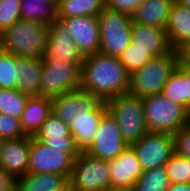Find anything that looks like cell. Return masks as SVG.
Here are the masks:
<instances>
[{"instance_id":"cell-19","label":"cell","mask_w":190,"mask_h":191,"mask_svg":"<svg viewBox=\"0 0 190 191\" xmlns=\"http://www.w3.org/2000/svg\"><path fill=\"white\" fill-rule=\"evenodd\" d=\"M106 111V103L102 101L92 112L72 119L69 129L80 152H85L93 143L101 117Z\"/></svg>"},{"instance_id":"cell-4","label":"cell","mask_w":190,"mask_h":191,"mask_svg":"<svg viewBox=\"0 0 190 191\" xmlns=\"http://www.w3.org/2000/svg\"><path fill=\"white\" fill-rule=\"evenodd\" d=\"M145 122L149 132L174 135L190 123V110L161 93L143 99Z\"/></svg>"},{"instance_id":"cell-29","label":"cell","mask_w":190,"mask_h":191,"mask_svg":"<svg viewBox=\"0 0 190 191\" xmlns=\"http://www.w3.org/2000/svg\"><path fill=\"white\" fill-rule=\"evenodd\" d=\"M29 97L18 89H0V113L21 118Z\"/></svg>"},{"instance_id":"cell-17","label":"cell","mask_w":190,"mask_h":191,"mask_svg":"<svg viewBox=\"0 0 190 191\" xmlns=\"http://www.w3.org/2000/svg\"><path fill=\"white\" fill-rule=\"evenodd\" d=\"M30 136L3 140L0 151V168L16 178L24 176L29 170Z\"/></svg>"},{"instance_id":"cell-14","label":"cell","mask_w":190,"mask_h":191,"mask_svg":"<svg viewBox=\"0 0 190 191\" xmlns=\"http://www.w3.org/2000/svg\"><path fill=\"white\" fill-rule=\"evenodd\" d=\"M52 100V112L65 124L78 115L92 112L102 101L81 88L61 94Z\"/></svg>"},{"instance_id":"cell-39","label":"cell","mask_w":190,"mask_h":191,"mask_svg":"<svg viewBox=\"0 0 190 191\" xmlns=\"http://www.w3.org/2000/svg\"><path fill=\"white\" fill-rule=\"evenodd\" d=\"M167 191H190V183L187 184H170Z\"/></svg>"},{"instance_id":"cell-1","label":"cell","mask_w":190,"mask_h":191,"mask_svg":"<svg viewBox=\"0 0 190 191\" xmlns=\"http://www.w3.org/2000/svg\"><path fill=\"white\" fill-rule=\"evenodd\" d=\"M80 88L107 102L129 92L130 74L119 58L98 52L84 58Z\"/></svg>"},{"instance_id":"cell-27","label":"cell","mask_w":190,"mask_h":191,"mask_svg":"<svg viewBox=\"0 0 190 191\" xmlns=\"http://www.w3.org/2000/svg\"><path fill=\"white\" fill-rule=\"evenodd\" d=\"M57 7V19L98 16L105 7V0H60Z\"/></svg>"},{"instance_id":"cell-42","label":"cell","mask_w":190,"mask_h":191,"mask_svg":"<svg viewBox=\"0 0 190 191\" xmlns=\"http://www.w3.org/2000/svg\"><path fill=\"white\" fill-rule=\"evenodd\" d=\"M179 66L190 76V64H179Z\"/></svg>"},{"instance_id":"cell-12","label":"cell","mask_w":190,"mask_h":191,"mask_svg":"<svg viewBox=\"0 0 190 191\" xmlns=\"http://www.w3.org/2000/svg\"><path fill=\"white\" fill-rule=\"evenodd\" d=\"M108 168L111 191H132L143 173L136 152L129 145L115 159L108 161Z\"/></svg>"},{"instance_id":"cell-34","label":"cell","mask_w":190,"mask_h":191,"mask_svg":"<svg viewBox=\"0 0 190 191\" xmlns=\"http://www.w3.org/2000/svg\"><path fill=\"white\" fill-rule=\"evenodd\" d=\"M26 136L21 127L20 118L0 113V138L2 140L19 139Z\"/></svg>"},{"instance_id":"cell-18","label":"cell","mask_w":190,"mask_h":191,"mask_svg":"<svg viewBox=\"0 0 190 191\" xmlns=\"http://www.w3.org/2000/svg\"><path fill=\"white\" fill-rule=\"evenodd\" d=\"M131 41L136 43V46L148 50L153 58L167 55L173 51L166 29L157 26H148L132 21Z\"/></svg>"},{"instance_id":"cell-10","label":"cell","mask_w":190,"mask_h":191,"mask_svg":"<svg viewBox=\"0 0 190 191\" xmlns=\"http://www.w3.org/2000/svg\"><path fill=\"white\" fill-rule=\"evenodd\" d=\"M131 146L143 171L164 166L175 153L174 136L169 133L148 132Z\"/></svg>"},{"instance_id":"cell-31","label":"cell","mask_w":190,"mask_h":191,"mask_svg":"<svg viewBox=\"0 0 190 191\" xmlns=\"http://www.w3.org/2000/svg\"><path fill=\"white\" fill-rule=\"evenodd\" d=\"M17 57L9 52L0 54V89H17Z\"/></svg>"},{"instance_id":"cell-21","label":"cell","mask_w":190,"mask_h":191,"mask_svg":"<svg viewBox=\"0 0 190 191\" xmlns=\"http://www.w3.org/2000/svg\"><path fill=\"white\" fill-rule=\"evenodd\" d=\"M51 113L52 100L50 98L30 96L20 118L24 134L34 137Z\"/></svg>"},{"instance_id":"cell-43","label":"cell","mask_w":190,"mask_h":191,"mask_svg":"<svg viewBox=\"0 0 190 191\" xmlns=\"http://www.w3.org/2000/svg\"><path fill=\"white\" fill-rule=\"evenodd\" d=\"M3 51V46H2V40H1V37H0V54L2 53Z\"/></svg>"},{"instance_id":"cell-2","label":"cell","mask_w":190,"mask_h":191,"mask_svg":"<svg viewBox=\"0 0 190 191\" xmlns=\"http://www.w3.org/2000/svg\"><path fill=\"white\" fill-rule=\"evenodd\" d=\"M3 50L18 58H40L45 54L48 26L20 19L0 34Z\"/></svg>"},{"instance_id":"cell-6","label":"cell","mask_w":190,"mask_h":191,"mask_svg":"<svg viewBox=\"0 0 190 191\" xmlns=\"http://www.w3.org/2000/svg\"><path fill=\"white\" fill-rule=\"evenodd\" d=\"M41 97L56 98L81 86L83 61L42 58Z\"/></svg>"},{"instance_id":"cell-11","label":"cell","mask_w":190,"mask_h":191,"mask_svg":"<svg viewBox=\"0 0 190 191\" xmlns=\"http://www.w3.org/2000/svg\"><path fill=\"white\" fill-rule=\"evenodd\" d=\"M126 147L117 121L107 110L101 117L93 143L85 152L94 158L109 161Z\"/></svg>"},{"instance_id":"cell-9","label":"cell","mask_w":190,"mask_h":191,"mask_svg":"<svg viewBox=\"0 0 190 191\" xmlns=\"http://www.w3.org/2000/svg\"><path fill=\"white\" fill-rule=\"evenodd\" d=\"M74 159L67 153L46 146L31 137L29 150V173H55L70 180Z\"/></svg>"},{"instance_id":"cell-20","label":"cell","mask_w":190,"mask_h":191,"mask_svg":"<svg viewBox=\"0 0 190 191\" xmlns=\"http://www.w3.org/2000/svg\"><path fill=\"white\" fill-rule=\"evenodd\" d=\"M166 32L173 50L179 51L190 42V10L173 1Z\"/></svg>"},{"instance_id":"cell-37","label":"cell","mask_w":190,"mask_h":191,"mask_svg":"<svg viewBox=\"0 0 190 191\" xmlns=\"http://www.w3.org/2000/svg\"><path fill=\"white\" fill-rule=\"evenodd\" d=\"M17 178L0 168V191H16Z\"/></svg>"},{"instance_id":"cell-22","label":"cell","mask_w":190,"mask_h":191,"mask_svg":"<svg viewBox=\"0 0 190 191\" xmlns=\"http://www.w3.org/2000/svg\"><path fill=\"white\" fill-rule=\"evenodd\" d=\"M17 67V89L29 96H40L42 59L17 57Z\"/></svg>"},{"instance_id":"cell-3","label":"cell","mask_w":190,"mask_h":191,"mask_svg":"<svg viewBox=\"0 0 190 191\" xmlns=\"http://www.w3.org/2000/svg\"><path fill=\"white\" fill-rule=\"evenodd\" d=\"M106 103L107 110L117 121L123 141L131 146L149 131L145 122L143 99L130 92L117 95Z\"/></svg>"},{"instance_id":"cell-26","label":"cell","mask_w":190,"mask_h":191,"mask_svg":"<svg viewBox=\"0 0 190 191\" xmlns=\"http://www.w3.org/2000/svg\"><path fill=\"white\" fill-rule=\"evenodd\" d=\"M161 94L190 110V76L178 66L168 78Z\"/></svg>"},{"instance_id":"cell-13","label":"cell","mask_w":190,"mask_h":191,"mask_svg":"<svg viewBox=\"0 0 190 191\" xmlns=\"http://www.w3.org/2000/svg\"><path fill=\"white\" fill-rule=\"evenodd\" d=\"M68 28L78 50L86 57L96 54L100 49V28L98 16H77L57 19Z\"/></svg>"},{"instance_id":"cell-7","label":"cell","mask_w":190,"mask_h":191,"mask_svg":"<svg viewBox=\"0 0 190 191\" xmlns=\"http://www.w3.org/2000/svg\"><path fill=\"white\" fill-rule=\"evenodd\" d=\"M98 18L99 52L119 58L131 42V16L105 6Z\"/></svg>"},{"instance_id":"cell-5","label":"cell","mask_w":190,"mask_h":191,"mask_svg":"<svg viewBox=\"0 0 190 191\" xmlns=\"http://www.w3.org/2000/svg\"><path fill=\"white\" fill-rule=\"evenodd\" d=\"M179 66V52L152 58L130 75L129 92L144 99L162 93L168 78Z\"/></svg>"},{"instance_id":"cell-38","label":"cell","mask_w":190,"mask_h":191,"mask_svg":"<svg viewBox=\"0 0 190 191\" xmlns=\"http://www.w3.org/2000/svg\"><path fill=\"white\" fill-rule=\"evenodd\" d=\"M179 64H190V42L179 51Z\"/></svg>"},{"instance_id":"cell-8","label":"cell","mask_w":190,"mask_h":191,"mask_svg":"<svg viewBox=\"0 0 190 191\" xmlns=\"http://www.w3.org/2000/svg\"><path fill=\"white\" fill-rule=\"evenodd\" d=\"M69 181L75 191H111L108 161L80 152Z\"/></svg>"},{"instance_id":"cell-30","label":"cell","mask_w":190,"mask_h":191,"mask_svg":"<svg viewBox=\"0 0 190 191\" xmlns=\"http://www.w3.org/2000/svg\"><path fill=\"white\" fill-rule=\"evenodd\" d=\"M152 58L148 50L136 46V43L132 41L119 57L120 62L130 75L144 67Z\"/></svg>"},{"instance_id":"cell-41","label":"cell","mask_w":190,"mask_h":191,"mask_svg":"<svg viewBox=\"0 0 190 191\" xmlns=\"http://www.w3.org/2000/svg\"><path fill=\"white\" fill-rule=\"evenodd\" d=\"M174 1L190 10V0H174Z\"/></svg>"},{"instance_id":"cell-33","label":"cell","mask_w":190,"mask_h":191,"mask_svg":"<svg viewBox=\"0 0 190 191\" xmlns=\"http://www.w3.org/2000/svg\"><path fill=\"white\" fill-rule=\"evenodd\" d=\"M21 0H0V34L21 19Z\"/></svg>"},{"instance_id":"cell-40","label":"cell","mask_w":190,"mask_h":191,"mask_svg":"<svg viewBox=\"0 0 190 191\" xmlns=\"http://www.w3.org/2000/svg\"><path fill=\"white\" fill-rule=\"evenodd\" d=\"M56 191H75L71 182L68 181L62 188H60L59 190Z\"/></svg>"},{"instance_id":"cell-44","label":"cell","mask_w":190,"mask_h":191,"mask_svg":"<svg viewBox=\"0 0 190 191\" xmlns=\"http://www.w3.org/2000/svg\"><path fill=\"white\" fill-rule=\"evenodd\" d=\"M3 143V140L0 138V151H1V145Z\"/></svg>"},{"instance_id":"cell-28","label":"cell","mask_w":190,"mask_h":191,"mask_svg":"<svg viewBox=\"0 0 190 191\" xmlns=\"http://www.w3.org/2000/svg\"><path fill=\"white\" fill-rule=\"evenodd\" d=\"M170 180L164 166L143 171L132 191H167Z\"/></svg>"},{"instance_id":"cell-23","label":"cell","mask_w":190,"mask_h":191,"mask_svg":"<svg viewBox=\"0 0 190 191\" xmlns=\"http://www.w3.org/2000/svg\"><path fill=\"white\" fill-rule=\"evenodd\" d=\"M174 0H143L131 18L138 24L165 28L168 23L170 7Z\"/></svg>"},{"instance_id":"cell-45","label":"cell","mask_w":190,"mask_h":191,"mask_svg":"<svg viewBox=\"0 0 190 191\" xmlns=\"http://www.w3.org/2000/svg\"><path fill=\"white\" fill-rule=\"evenodd\" d=\"M51 1H54V2H56V3L58 4V2H59L60 0H51Z\"/></svg>"},{"instance_id":"cell-36","label":"cell","mask_w":190,"mask_h":191,"mask_svg":"<svg viewBox=\"0 0 190 191\" xmlns=\"http://www.w3.org/2000/svg\"><path fill=\"white\" fill-rule=\"evenodd\" d=\"M143 0H105V6L132 16Z\"/></svg>"},{"instance_id":"cell-25","label":"cell","mask_w":190,"mask_h":191,"mask_svg":"<svg viewBox=\"0 0 190 191\" xmlns=\"http://www.w3.org/2000/svg\"><path fill=\"white\" fill-rule=\"evenodd\" d=\"M69 180L55 173H27L17 178L16 191H56Z\"/></svg>"},{"instance_id":"cell-35","label":"cell","mask_w":190,"mask_h":191,"mask_svg":"<svg viewBox=\"0 0 190 191\" xmlns=\"http://www.w3.org/2000/svg\"><path fill=\"white\" fill-rule=\"evenodd\" d=\"M173 136L175 153L190 159V123L178 130Z\"/></svg>"},{"instance_id":"cell-15","label":"cell","mask_w":190,"mask_h":191,"mask_svg":"<svg viewBox=\"0 0 190 191\" xmlns=\"http://www.w3.org/2000/svg\"><path fill=\"white\" fill-rule=\"evenodd\" d=\"M46 146L69 154L74 160L79 156L80 151L75 145L69 125L65 124L53 112L41 125L40 130L34 136Z\"/></svg>"},{"instance_id":"cell-24","label":"cell","mask_w":190,"mask_h":191,"mask_svg":"<svg viewBox=\"0 0 190 191\" xmlns=\"http://www.w3.org/2000/svg\"><path fill=\"white\" fill-rule=\"evenodd\" d=\"M57 9L51 0H21V19L49 26L57 20Z\"/></svg>"},{"instance_id":"cell-32","label":"cell","mask_w":190,"mask_h":191,"mask_svg":"<svg viewBox=\"0 0 190 191\" xmlns=\"http://www.w3.org/2000/svg\"><path fill=\"white\" fill-rule=\"evenodd\" d=\"M164 167L171 184L190 183V159L174 153Z\"/></svg>"},{"instance_id":"cell-16","label":"cell","mask_w":190,"mask_h":191,"mask_svg":"<svg viewBox=\"0 0 190 191\" xmlns=\"http://www.w3.org/2000/svg\"><path fill=\"white\" fill-rule=\"evenodd\" d=\"M43 58L84 61L85 57L78 50L68 28L62 21L56 20L48 26V40Z\"/></svg>"}]
</instances>
